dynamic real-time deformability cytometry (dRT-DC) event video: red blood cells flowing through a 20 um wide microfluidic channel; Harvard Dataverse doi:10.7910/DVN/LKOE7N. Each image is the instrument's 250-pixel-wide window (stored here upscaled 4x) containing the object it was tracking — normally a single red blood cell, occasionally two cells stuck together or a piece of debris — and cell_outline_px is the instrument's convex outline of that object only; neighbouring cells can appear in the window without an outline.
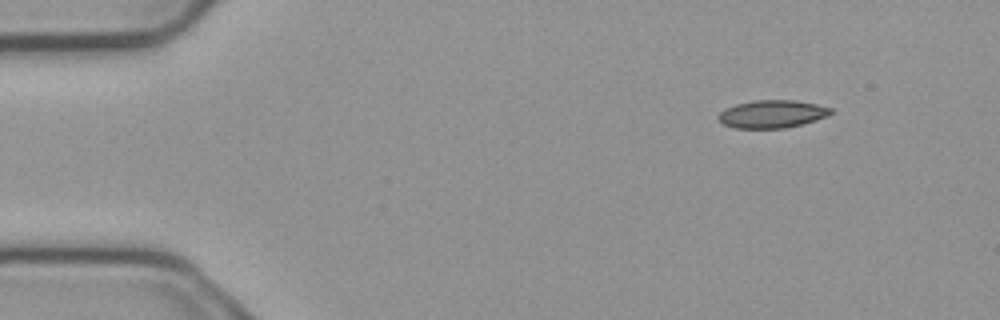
{"species": "common noctule bat (a hibernating species)", "species_latin": "Nyctalus noctula", "temperature_condition": "cold", "stored_images_in_passage": 4, "camera_frame_rate_fps": 3000, "um_per_image_px": 0.085, "animal": {"sex": "male", "body_mass_g": 23.1, "forearm_length_mm": 52.7}, "frame": {"image": 1, "passage_image": 1, "time_ms": 0.0, "image_size_px": [1000, 320], "cell_outline_px": [[832, 112], [828, 116], [816, 120], [784, 128], [736, 128], [724, 124], [716, 116], [720, 112], [736, 104], [756, 100], [796, 100], [816, 104], [832, 108]], "centroid_in_image_um": [65.65, 9.68], "position_along_channel_um": 19.4, "area_um2": 18.03}}
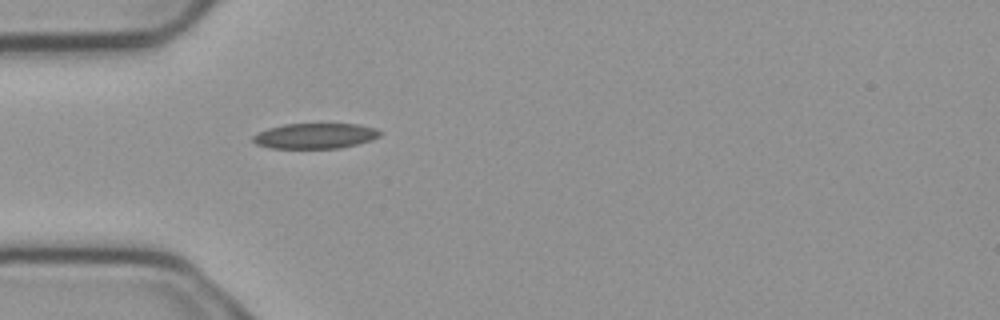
{"frame": {"image": 2, "passage_image": 4, "time_ms": 1.0, "image_size_px": [1000, 320], "cell_outline_px": [[384, 132], [380, 136], [372, 140], [340, 148], [268, 148], [256, 144], [252, 140], [252, 136], [256, 132], [268, 128], [284, 124], [360, 124], [376, 128]], "centroid_in_image_um": [26.79, 11.54], "position_along_channel_um": 58.2, "area_um2": 19.02}}